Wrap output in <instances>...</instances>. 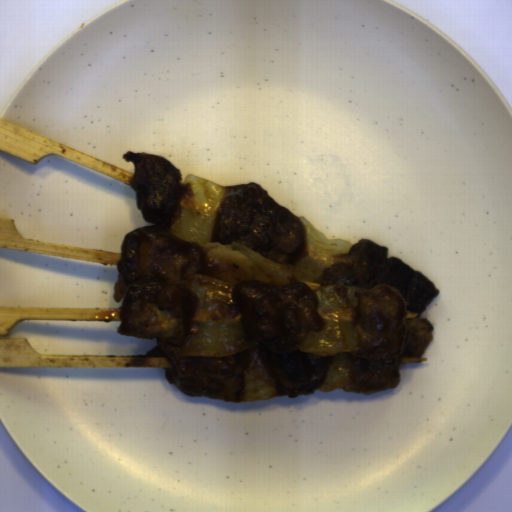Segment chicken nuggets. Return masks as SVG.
<instances>
[{
    "mask_svg": "<svg viewBox=\"0 0 512 512\" xmlns=\"http://www.w3.org/2000/svg\"><path fill=\"white\" fill-rule=\"evenodd\" d=\"M210 242L244 245L276 264L295 265L307 243L304 224L276 203L261 185H234L218 207Z\"/></svg>",
    "mask_w": 512,
    "mask_h": 512,
    "instance_id": "obj_4",
    "label": "chicken nuggets"
},
{
    "mask_svg": "<svg viewBox=\"0 0 512 512\" xmlns=\"http://www.w3.org/2000/svg\"><path fill=\"white\" fill-rule=\"evenodd\" d=\"M370 239L358 240L348 260L329 266L321 286H359L354 317L369 335L366 349L350 354L349 383L343 391L375 395L397 387L402 358H419L428 349L434 329L428 318H407L424 313L439 294L426 276Z\"/></svg>",
    "mask_w": 512,
    "mask_h": 512,
    "instance_id": "obj_3",
    "label": "chicken nuggets"
},
{
    "mask_svg": "<svg viewBox=\"0 0 512 512\" xmlns=\"http://www.w3.org/2000/svg\"><path fill=\"white\" fill-rule=\"evenodd\" d=\"M133 162L130 180L145 222L127 232L117 264L119 276L114 300L121 305L118 333L155 338L165 345L186 342L197 308L195 295L186 289L197 275L200 255L192 243L169 230L185 193L180 171L159 155L127 152Z\"/></svg>",
    "mask_w": 512,
    "mask_h": 512,
    "instance_id": "obj_1",
    "label": "chicken nuggets"
},
{
    "mask_svg": "<svg viewBox=\"0 0 512 512\" xmlns=\"http://www.w3.org/2000/svg\"><path fill=\"white\" fill-rule=\"evenodd\" d=\"M230 297L242 314L247 348L228 356H170L156 344L146 354L169 360L165 379L187 396L237 402L245 362L256 349L284 396H308L320 389L333 357L299 350L310 332H322L327 324L319 313L315 292L304 282L274 285L250 280L238 282Z\"/></svg>",
    "mask_w": 512,
    "mask_h": 512,
    "instance_id": "obj_2",
    "label": "chicken nuggets"
}]
</instances>
